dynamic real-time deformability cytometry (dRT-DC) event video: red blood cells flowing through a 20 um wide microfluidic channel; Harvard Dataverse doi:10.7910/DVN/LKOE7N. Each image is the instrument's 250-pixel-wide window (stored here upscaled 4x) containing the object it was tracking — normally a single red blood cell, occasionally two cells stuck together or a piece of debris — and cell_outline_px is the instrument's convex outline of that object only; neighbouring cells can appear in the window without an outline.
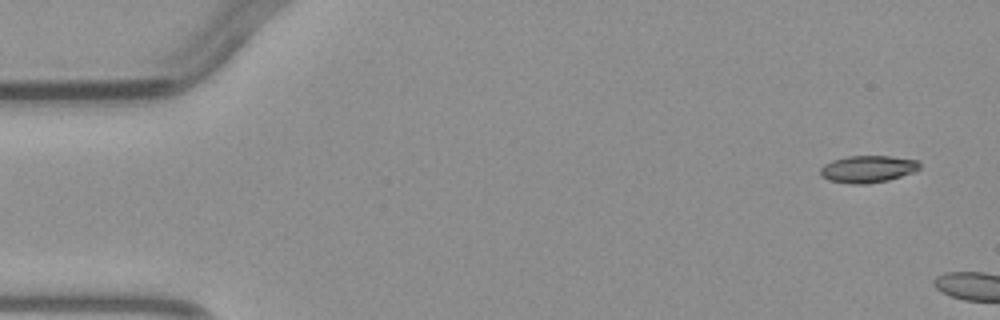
{"species": "common noctule bat (a hibernating species)", "species_latin": "Nyctalus noctula", "temperature_condition": "warm", "stored_images_in_passage": 2, "camera_frame_rate_fps": 3000, "um_per_image_px": 0.085, "animal": {"sex": "male", "body_mass_g": 23.1, "forearm_length_mm": 52.7}, "frame": {"image": 1, "passage_image": 2, "time_ms": 1.0, "image_size_px": [1000, 320], "cell_outline_px": [[920, 168], [912, 172], [888, 180], [868, 184], [852, 184], [828, 180], [820, 176], [820, 168], [824, 164], [832, 160], [848, 156], [892, 156], [920, 160]], "centroid_in_image_um": [73.75, 14.36], "position_along_channel_um": 11.3, "area_um2": 15.78}}